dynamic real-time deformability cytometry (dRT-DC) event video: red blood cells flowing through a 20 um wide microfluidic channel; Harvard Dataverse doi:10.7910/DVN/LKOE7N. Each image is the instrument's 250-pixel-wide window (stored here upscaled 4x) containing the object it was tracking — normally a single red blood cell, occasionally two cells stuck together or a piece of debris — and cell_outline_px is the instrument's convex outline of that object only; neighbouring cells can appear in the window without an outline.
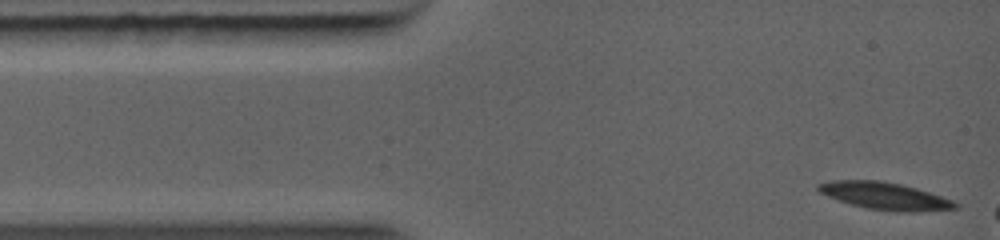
{"species": "common noctule bat (a hibernating species)", "species_latin": "Nyctalus noctula", "temperature_condition": "warm", "stored_images_in_passage": 3, "camera_frame_rate_fps": 5000, "um_per_image_px": 0.085, "animal": {"sex": "female", "body_mass_g": 19.0, "forearm_length_mm": 56.7}, "frame": {"image": 1, "passage_image": 1, "time_ms": 0.0, "image_size_px": [1000, 240], "cell_outline_px": [[952, 204], [948, 208], [876, 208], [856, 204], [844, 200], [824, 192], [820, 188], [820, 184], [844, 180], [872, 180], [896, 184], [912, 188], [948, 200]], "centroid_in_image_um": [75.04, 16.57], "position_along_channel_um": 10.0, "area_um2": 17.92}}